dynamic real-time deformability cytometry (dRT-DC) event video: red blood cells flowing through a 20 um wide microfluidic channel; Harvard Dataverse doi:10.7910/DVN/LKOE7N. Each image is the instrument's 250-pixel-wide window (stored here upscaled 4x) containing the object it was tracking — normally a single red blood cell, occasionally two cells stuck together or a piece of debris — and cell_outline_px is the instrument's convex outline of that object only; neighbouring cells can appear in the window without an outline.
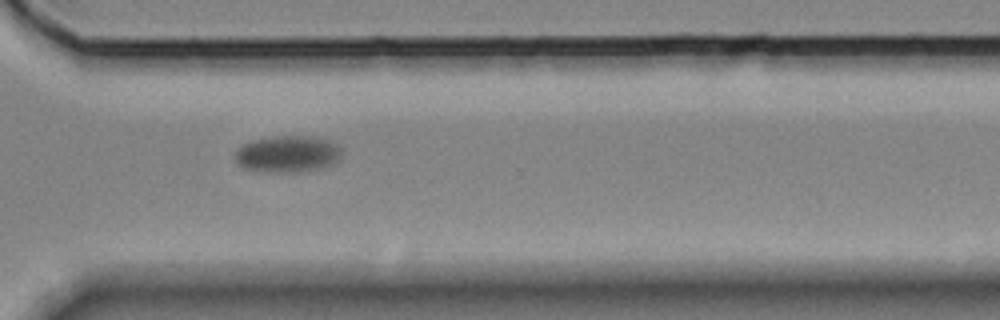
{"species": "Egyptian fruit bat (a non-hibernating species)", "species_latin": "Rousettus aegyptiacus", "temperature_condition": "room temperature", "stored_images_in_passage": 14, "camera_frame_rate_fps": 3000, "um_per_image_px": 0.085, "animal": {"sex": "female"}, "frame": {"image": 1, "passage_image": 10, "time_ms": 11.333, "image_size_px": [1000, 320], "cell_outline_px": [[340, 160], [332, 164], [320, 168], [296, 172], [264, 172], [244, 168], [236, 164], [236, 152], [244, 144], [252, 140], [276, 136], [312, 136], [328, 140], [336, 144], [340, 148]], "centroid_in_image_um": [24.45, 13.09], "position_along_channel_um": 346.2, "area_um2": 22.72}}